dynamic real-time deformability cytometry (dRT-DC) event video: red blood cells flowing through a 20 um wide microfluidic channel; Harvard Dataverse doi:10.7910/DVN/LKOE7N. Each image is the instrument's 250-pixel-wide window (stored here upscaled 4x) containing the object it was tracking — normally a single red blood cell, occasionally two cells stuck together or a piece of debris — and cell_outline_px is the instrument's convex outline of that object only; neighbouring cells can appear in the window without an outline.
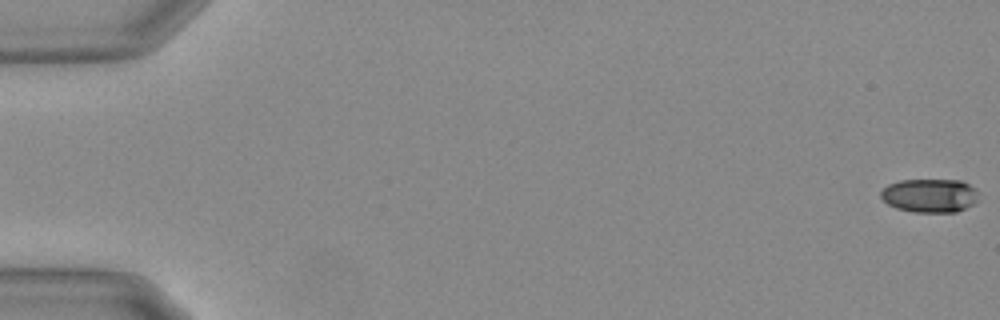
{"species": "Egyptian fruit bat (a non-hibernating species)", "species_latin": "Rousettus aegyptiacus", "temperature_condition": "warm", "stored_images_in_passage": 8, "camera_frame_rate_fps": 3000, "um_per_image_px": 0.085, "animal": {"sex": "female"}, "frame": {"image": 1, "passage_image": 1, "time_ms": 0.0, "image_size_px": [1000, 320], "cell_outline_px": [[976, 200], [972, 204], [956, 212], [912, 212], [896, 208], [888, 204], [880, 196], [880, 192], [888, 184], [900, 180], [960, 180], [976, 188]], "centroid_in_image_um": [78.99, 16.62], "position_along_channel_um": 6.0, "area_um2": 19.07}}